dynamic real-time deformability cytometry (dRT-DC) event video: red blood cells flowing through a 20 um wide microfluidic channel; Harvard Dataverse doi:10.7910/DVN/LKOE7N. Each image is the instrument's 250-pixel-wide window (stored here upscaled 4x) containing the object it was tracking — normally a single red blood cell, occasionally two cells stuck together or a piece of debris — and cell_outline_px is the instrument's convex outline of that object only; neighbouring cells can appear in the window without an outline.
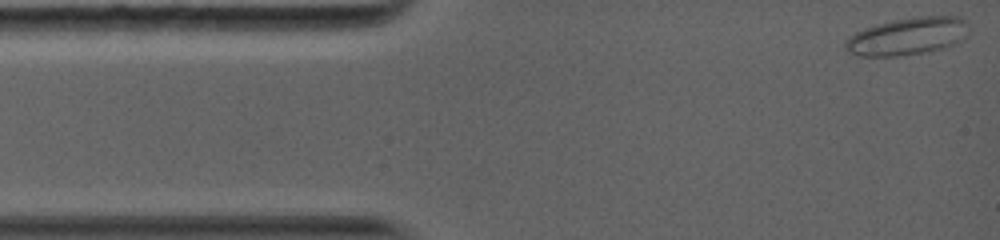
{"species": "common noctule bat (a hibernating species)", "species_latin": "Nyctalus noctula", "temperature_condition": "warm", "stored_images_in_passage": 25, "camera_frame_rate_fps": 5000, "um_per_image_px": 0.085, "animal": {"sex": "female", "body_mass_g": 19.0, "forearm_length_mm": 56.7}, "frame": {"image": 1, "passage_image": 1, "time_ms": 0.0, "image_size_px": [1000, 240], "cell_outline_px": [[968, 32], [956, 44], [948, 48], [932, 52], [896, 56], [856, 56], [848, 52], [844, 48], [844, 40], [856, 32], [864, 28], [876, 24], [892, 20], [912, 16], [960, 16], [964, 20]], "centroid_in_image_um": [77.12, 3.09], "position_along_channel_um": 7.9, "area_um2": 27.46}}
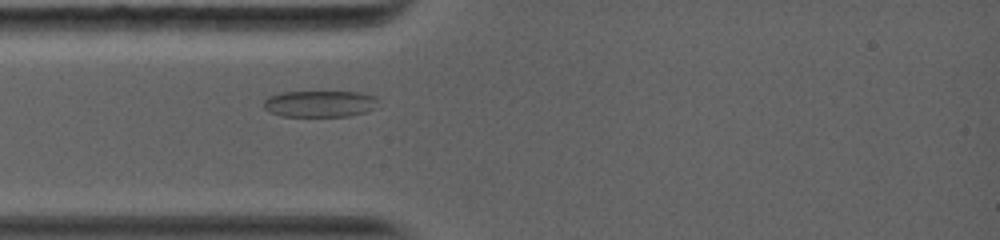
{"frame": {"image": 2, "passage_image": 15, "time_ms": 3.0, "image_size_px": [1000, 240], "cell_outline_px": [[376, 108], [364, 112], [348, 116], [280, 116], [264, 108], [264, 100], [268, 96], [284, 92], [360, 92], [376, 96]], "centroid_in_image_um": [27.18, 8.82], "position_along_channel_um": 57.8, "area_um2": 17.57}}
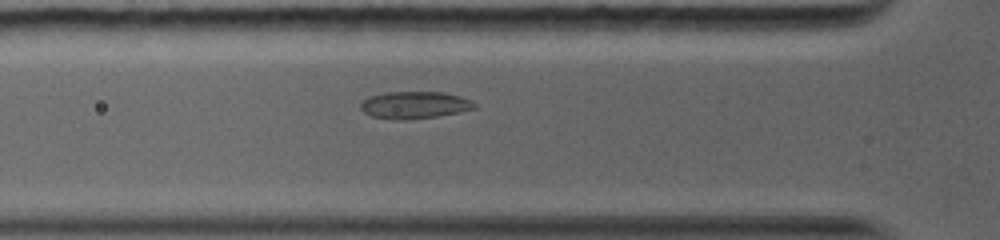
{"frame": {"image": 3, "passage_image": 19, "time_ms": 3.8, "image_size_px": [1000, 240], "cell_outline_px": [[476, 108], [460, 112], [436, 116], [408, 120], [392, 120], [372, 116], [364, 112], [360, 108], [360, 104], [368, 96], [388, 92], [444, 92], [460, 96], [472, 100], [476, 104]], "centroid_in_image_um": [35.24, 8.93], "position_along_channel_um": 90.6, "area_um2": 18.15}}